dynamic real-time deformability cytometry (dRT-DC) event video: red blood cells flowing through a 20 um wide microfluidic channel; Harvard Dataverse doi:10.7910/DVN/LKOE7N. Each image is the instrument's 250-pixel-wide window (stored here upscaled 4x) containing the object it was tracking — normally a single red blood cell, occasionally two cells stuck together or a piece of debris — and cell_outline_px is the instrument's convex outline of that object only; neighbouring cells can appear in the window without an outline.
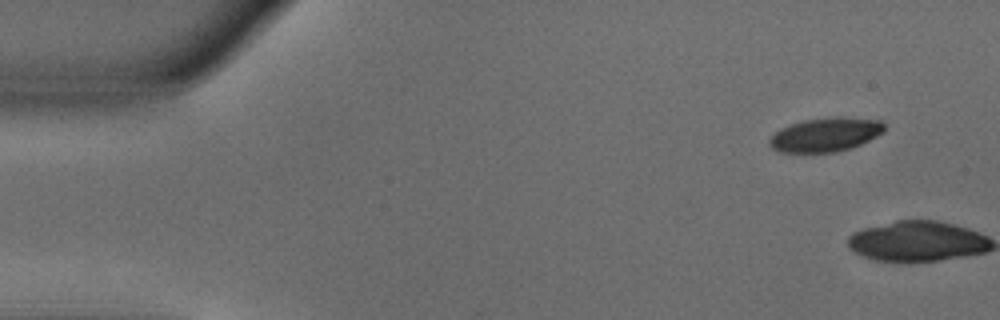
{"species": "common noctule bat (a hibernating species)", "species_latin": "Nyctalus noctula", "temperature_condition": "warm", "stored_images_in_passage": 2, "camera_frame_rate_fps": 3000, "um_per_image_px": 0.085, "animal": {"sex": "male", "body_mass_g": 18.8}, "frame": {"image": 1, "passage_image": 1, "time_ms": 0.0, "image_size_px": [1000, 320], "cell_outline_px": [[884, 132], [860, 144], [836, 152], [780, 152], [772, 148], [768, 144], [768, 140], [780, 128], [804, 120], [836, 116], [840, 116], [880, 120], [884, 124]], "centroid_in_image_um": [70.16, 11.43], "position_along_channel_um": 14.8, "area_um2": 22.6}}